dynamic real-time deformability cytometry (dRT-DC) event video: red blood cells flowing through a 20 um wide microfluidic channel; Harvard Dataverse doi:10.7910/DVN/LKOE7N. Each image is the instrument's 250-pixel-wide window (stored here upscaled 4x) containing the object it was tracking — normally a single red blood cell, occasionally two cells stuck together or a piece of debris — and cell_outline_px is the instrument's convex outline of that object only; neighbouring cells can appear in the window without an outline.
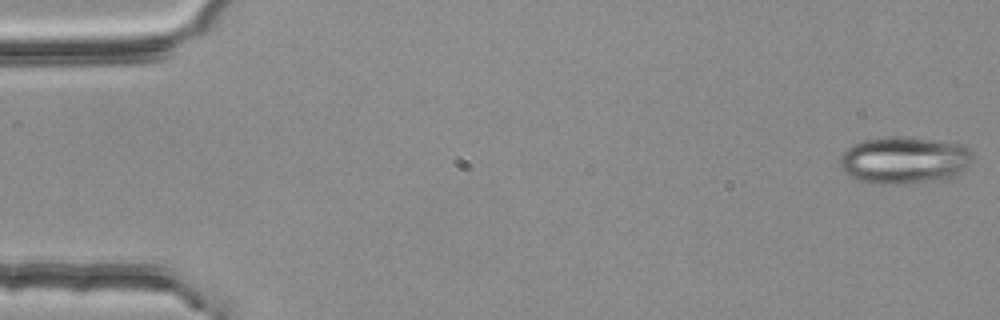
{"species": "common noctule bat (a hibernating species)", "species_latin": "Nyctalus noctula", "temperature_condition": "room temperature", "stored_images_in_passage": 10, "camera_frame_rate_fps": 3000, "um_per_image_px": 0.085, "animal": {"sex": "female", "body_mass_g": 25.1}, "frame": {"image": 1, "passage_image": 1, "time_ms": 0.0, "image_size_px": [1000, 320], "cell_outline_px": [[972, 160], [964, 168], [952, 176], [936, 180], [896, 184], [876, 184], [856, 180], [844, 172], [840, 164], [840, 156], [848, 148], [864, 140], [892, 136], [928, 140], [960, 144], [968, 148], [972, 152]], "centroid_in_image_um": [76.81, 13.63], "position_along_channel_um": 8.2, "area_um2": 35.72}}